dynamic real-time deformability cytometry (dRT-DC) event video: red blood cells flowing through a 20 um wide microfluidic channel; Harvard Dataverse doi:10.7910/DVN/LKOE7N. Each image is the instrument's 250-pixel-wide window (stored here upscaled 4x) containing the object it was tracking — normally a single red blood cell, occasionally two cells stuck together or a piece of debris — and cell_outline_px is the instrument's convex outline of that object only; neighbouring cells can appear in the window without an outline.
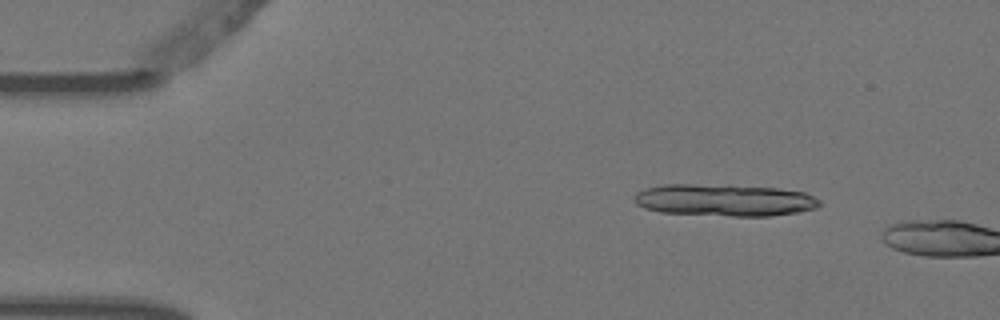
{"species": "Egyptian fruit bat (a non-hibernating species)", "species_latin": "Rousettus aegyptiacus", "temperature_condition": "warm", "stored_images_in_passage": 3, "camera_frame_rate_fps": 3000, "um_per_image_px": 0.085, "animal": {"sex": "female"}, "frame": {"image": 1, "passage_image": 2, "time_ms": 0.333, "image_size_px": [1000, 320], "cell_outline_px": [[820, 204], [816, 208], [800, 212], [772, 216], [732, 216], [660, 212], [644, 208], [636, 204], [632, 200], [632, 196], [636, 192], [644, 188], [664, 184], [728, 184], [780, 188], [804, 192], [820, 200]], "centroid_in_image_um": [61.55, 16.99], "position_along_channel_um": 23.5, "area_um2": 35.26}}